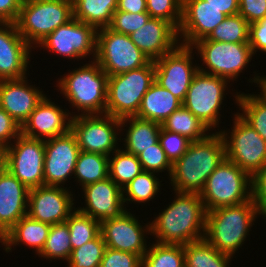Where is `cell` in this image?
<instances>
[{"instance_id":"obj_1","label":"cell","mask_w":266,"mask_h":267,"mask_svg":"<svg viewBox=\"0 0 266 267\" xmlns=\"http://www.w3.org/2000/svg\"><path fill=\"white\" fill-rule=\"evenodd\" d=\"M176 193L166 209L150 223L159 244L184 245L205 236L206 210L198 193Z\"/></svg>"},{"instance_id":"obj_9","label":"cell","mask_w":266,"mask_h":267,"mask_svg":"<svg viewBox=\"0 0 266 267\" xmlns=\"http://www.w3.org/2000/svg\"><path fill=\"white\" fill-rule=\"evenodd\" d=\"M95 61L108 76L139 69L150 62L129 35L108 28L97 30Z\"/></svg>"},{"instance_id":"obj_12","label":"cell","mask_w":266,"mask_h":267,"mask_svg":"<svg viewBox=\"0 0 266 267\" xmlns=\"http://www.w3.org/2000/svg\"><path fill=\"white\" fill-rule=\"evenodd\" d=\"M120 130V119L111 115L72 116L71 131L77 138L80 151L83 152L110 156L117 150L118 140H123L119 137Z\"/></svg>"},{"instance_id":"obj_15","label":"cell","mask_w":266,"mask_h":267,"mask_svg":"<svg viewBox=\"0 0 266 267\" xmlns=\"http://www.w3.org/2000/svg\"><path fill=\"white\" fill-rule=\"evenodd\" d=\"M193 48L179 44L173 51L154 61L155 81L182 103L198 66L193 65ZM193 65V66H192Z\"/></svg>"},{"instance_id":"obj_43","label":"cell","mask_w":266,"mask_h":267,"mask_svg":"<svg viewBox=\"0 0 266 267\" xmlns=\"http://www.w3.org/2000/svg\"><path fill=\"white\" fill-rule=\"evenodd\" d=\"M137 157L143 171L162 173V171L167 170L169 177L171 176L172 164L167 159L159 141L148 149L143 150Z\"/></svg>"},{"instance_id":"obj_16","label":"cell","mask_w":266,"mask_h":267,"mask_svg":"<svg viewBox=\"0 0 266 267\" xmlns=\"http://www.w3.org/2000/svg\"><path fill=\"white\" fill-rule=\"evenodd\" d=\"M140 224L127 210L117 218L101 222L100 234L108 248L137 254L142 258L148 250L144 238H147L146 234L151 233V229L150 222L144 226Z\"/></svg>"},{"instance_id":"obj_36","label":"cell","mask_w":266,"mask_h":267,"mask_svg":"<svg viewBox=\"0 0 266 267\" xmlns=\"http://www.w3.org/2000/svg\"><path fill=\"white\" fill-rule=\"evenodd\" d=\"M154 172L142 171L122 189L124 203H145L154 199L159 192L161 182ZM126 195V196H125Z\"/></svg>"},{"instance_id":"obj_2","label":"cell","mask_w":266,"mask_h":267,"mask_svg":"<svg viewBox=\"0 0 266 267\" xmlns=\"http://www.w3.org/2000/svg\"><path fill=\"white\" fill-rule=\"evenodd\" d=\"M225 158V144L219 132L191 142L186 153L172 165L173 190L200 194L210 174Z\"/></svg>"},{"instance_id":"obj_52","label":"cell","mask_w":266,"mask_h":267,"mask_svg":"<svg viewBox=\"0 0 266 267\" xmlns=\"http://www.w3.org/2000/svg\"><path fill=\"white\" fill-rule=\"evenodd\" d=\"M116 10L133 14L147 12V0H118Z\"/></svg>"},{"instance_id":"obj_4","label":"cell","mask_w":266,"mask_h":267,"mask_svg":"<svg viewBox=\"0 0 266 267\" xmlns=\"http://www.w3.org/2000/svg\"><path fill=\"white\" fill-rule=\"evenodd\" d=\"M90 62L64 74L57 87L81 115H101L106 111L108 75L95 60Z\"/></svg>"},{"instance_id":"obj_8","label":"cell","mask_w":266,"mask_h":267,"mask_svg":"<svg viewBox=\"0 0 266 267\" xmlns=\"http://www.w3.org/2000/svg\"><path fill=\"white\" fill-rule=\"evenodd\" d=\"M191 47L196 48L202 65L205 64L206 69L198 65V71L229 81H236L254 56L249 43H225L204 38Z\"/></svg>"},{"instance_id":"obj_31","label":"cell","mask_w":266,"mask_h":267,"mask_svg":"<svg viewBox=\"0 0 266 267\" xmlns=\"http://www.w3.org/2000/svg\"><path fill=\"white\" fill-rule=\"evenodd\" d=\"M161 127L167 131L185 136L192 142L205 139L209 135L208 131H210L202 121L183 105L162 122Z\"/></svg>"},{"instance_id":"obj_22","label":"cell","mask_w":266,"mask_h":267,"mask_svg":"<svg viewBox=\"0 0 266 267\" xmlns=\"http://www.w3.org/2000/svg\"><path fill=\"white\" fill-rule=\"evenodd\" d=\"M31 50L15 23H0V80L26 77Z\"/></svg>"},{"instance_id":"obj_14","label":"cell","mask_w":266,"mask_h":267,"mask_svg":"<svg viewBox=\"0 0 266 267\" xmlns=\"http://www.w3.org/2000/svg\"><path fill=\"white\" fill-rule=\"evenodd\" d=\"M97 30L84 22L72 18L47 35L36 47L66 56L71 60L92 55L96 58ZM93 53V54H92Z\"/></svg>"},{"instance_id":"obj_19","label":"cell","mask_w":266,"mask_h":267,"mask_svg":"<svg viewBox=\"0 0 266 267\" xmlns=\"http://www.w3.org/2000/svg\"><path fill=\"white\" fill-rule=\"evenodd\" d=\"M226 15L204 0H182V19L178 28L180 44L192 46L207 38L224 21Z\"/></svg>"},{"instance_id":"obj_18","label":"cell","mask_w":266,"mask_h":267,"mask_svg":"<svg viewBox=\"0 0 266 267\" xmlns=\"http://www.w3.org/2000/svg\"><path fill=\"white\" fill-rule=\"evenodd\" d=\"M79 153L77 138L71 130L45 140L44 185L62 186L74 174Z\"/></svg>"},{"instance_id":"obj_24","label":"cell","mask_w":266,"mask_h":267,"mask_svg":"<svg viewBox=\"0 0 266 267\" xmlns=\"http://www.w3.org/2000/svg\"><path fill=\"white\" fill-rule=\"evenodd\" d=\"M27 77L0 80V106L21 126L45 96Z\"/></svg>"},{"instance_id":"obj_37","label":"cell","mask_w":266,"mask_h":267,"mask_svg":"<svg viewBox=\"0 0 266 267\" xmlns=\"http://www.w3.org/2000/svg\"><path fill=\"white\" fill-rule=\"evenodd\" d=\"M72 252L69 228L66 222L51 225L48 237L39 257L69 260Z\"/></svg>"},{"instance_id":"obj_51","label":"cell","mask_w":266,"mask_h":267,"mask_svg":"<svg viewBox=\"0 0 266 267\" xmlns=\"http://www.w3.org/2000/svg\"><path fill=\"white\" fill-rule=\"evenodd\" d=\"M226 16L239 14V0H204Z\"/></svg>"},{"instance_id":"obj_54","label":"cell","mask_w":266,"mask_h":267,"mask_svg":"<svg viewBox=\"0 0 266 267\" xmlns=\"http://www.w3.org/2000/svg\"><path fill=\"white\" fill-rule=\"evenodd\" d=\"M6 169V148L0 146V174Z\"/></svg>"},{"instance_id":"obj_50","label":"cell","mask_w":266,"mask_h":267,"mask_svg":"<svg viewBox=\"0 0 266 267\" xmlns=\"http://www.w3.org/2000/svg\"><path fill=\"white\" fill-rule=\"evenodd\" d=\"M23 0H0V23H15Z\"/></svg>"},{"instance_id":"obj_5","label":"cell","mask_w":266,"mask_h":267,"mask_svg":"<svg viewBox=\"0 0 266 267\" xmlns=\"http://www.w3.org/2000/svg\"><path fill=\"white\" fill-rule=\"evenodd\" d=\"M154 82V61L139 69L108 76L105 114L120 120L135 117L144 94Z\"/></svg>"},{"instance_id":"obj_13","label":"cell","mask_w":266,"mask_h":267,"mask_svg":"<svg viewBox=\"0 0 266 267\" xmlns=\"http://www.w3.org/2000/svg\"><path fill=\"white\" fill-rule=\"evenodd\" d=\"M44 156L45 140L20 134L6 148V169L29 189L43 186Z\"/></svg>"},{"instance_id":"obj_40","label":"cell","mask_w":266,"mask_h":267,"mask_svg":"<svg viewBox=\"0 0 266 267\" xmlns=\"http://www.w3.org/2000/svg\"><path fill=\"white\" fill-rule=\"evenodd\" d=\"M107 246L99 234L95 239L73 249L68 262V267H100Z\"/></svg>"},{"instance_id":"obj_33","label":"cell","mask_w":266,"mask_h":267,"mask_svg":"<svg viewBox=\"0 0 266 267\" xmlns=\"http://www.w3.org/2000/svg\"><path fill=\"white\" fill-rule=\"evenodd\" d=\"M236 93V104L242 110L238 114L266 141V97L261 92L258 95Z\"/></svg>"},{"instance_id":"obj_23","label":"cell","mask_w":266,"mask_h":267,"mask_svg":"<svg viewBox=\"0 0 266 267\" xmlns=\"http://www.w3.org/2000/svg\"><path fill=\"white\" fill-rule=\"evenodd\" d=\"M129 36L150 61L173 51L181 40L178 30L171 23L158 18H150L144 26Z\"/></svg>"},{"instance_id":"obj_34","label":"cell","mask_w":266,"mask_h":267,"mask_svg":"<svg viewBox=\"0 0 266 267\" xmlns=\"http://www.w3.org/2000/svg\"><path fill=\"white\" fill-rule=\"evenodd\" d=\"M112 155L113 157L109 156V177L123 189L143 171L141 163L136 155L121 148H117Z\"/></svg>"},{"instance_id":"obj_7","label":"cell","mask_w":266,"mask_h":267,"mask_svg":"<svg viewBox=\"0 0 266 267\" xmlns=\"http://www.w3.org/2000/svg\"><path fill=\"white\" fill-rule=\"evenodd\" d=\"M251 181L252 177L246 171L225 158L210 174L200 192L206 212L249 201L252 198Z\"/></svg>"},{"instance_id":"obj_42","label":"cell","mask_w":266,"mask_h":267,"mask_svg":"<svg viewBox=\"0 0 266 267\" xmlns=\"http://www.w3.org/2000/svg\"><path fill=\"white\" fill-rule=\"evenodd\" d=\"M151 16L147 12L128 13L116 10L112 16L108 29L125 35H130L144 26Z\"/></svg>"},{"instance_id":"obj_32","label":"cell","mask_w":266,"mask_h":267,"mask_svg":"<svg viewBox=\"0 0 266 267\" xmlns=\"http://www.w3.org/2000/svg\"><path fill=\"white\" fill-rule=\"evenodd\" d=\"M109 156L80 151L75 165L74 178L83 188L109 177Z\"/></svg>"},{"instance_id":"obj_44","label":"cell","mask_w":266,"mask_h":267,"mask_svg":"<svg viewBox=\"0 0 266 267\" xmlns=\"http://www.w3.org/2000/svg\"><path fill=\"white\" fill-rule=\"evenodd\" d=\"M191 142L187 137L178 133L167 131L162 127L160 129L159 143L172 165L186 153Z\"/></svg>"},{"instance_id":"obj_46","label":"cell","mask_w":266,"mask_h":267,"mask_svg":"<svg viewBox=\"0 0 266 267\" xmlns=\"http://www.w3.org/2000/svg\"><path fill=\"white\" fill-rule=\"evenodd\" d=\"M251 193L259 214L266 219V164L252 176Z\"/></svg>"},{"instance_id":"obj_41","label":"cell","mask_w":266,"mask_h":267,"mask_svg":"<svg viewBox=\"0 0 266 267\" xmlns=\"http://www.w3.org/2000/svg\"><path fill=\"white\" fill-rule=\"evenodd\" d=\"M147 13L171 23L177 30L182 19V0H147Z\"/></svg>"},{"instance_id":"obj_49","label":"cell","mask_w":266,"mask_h":267,"mask_svg":"<svg viewBox=\"0 0 266 267\" xmlns=\"http://www.w3.org/2000/svg\"><path fill=\"white\" fill-rule=\"evenodd\" d=\"M249 45L253 55L258 50L262 51V53L266 52V16L250 24Z\"/></svg>"},{"instance_id":"obj_53","label":"cell","mask_w":266,"mask_h":267,"mask_svg":"<svg viewBox=\"0 0 266 267\" xmlns=\"http://www.w3.org/2000/svg\"><path fill=\"white\" fill-rule=\"evenodd\" d=\"M250 81L249 82H254V83H257V85H259L258 87L261 88V93L266 97V76H256V73H255V76L254 78L252 79H249ZM252 80V81H251Z\"/></svg>"},{"instance_id":"obj_28","label":"cell","mask_w":266,"mask_h":267,"mask_svg":"<svg viewBox=\"0 0 266 267\" xmlns=\"http://www.w3.org/2000/svg\"><path fill=\"white\" fill-rule=\"evenodd\" d=\"M129 123L128 129H123ZM121 131L126 130L124 140L125 151L138 156L143 150L148 149L150 146L159 141V134L161 124L143 120L137 117H126L120 120Z\"/></svg>"},{"instance_id":"obj_27","label":"cell","mask_w":266,"mask_h":267,"mask_svg":"<svg viewBox=\"0 0 266 267\" xmlns=\"http://www.w3.org/2000/svg\"><path fill=\"white\" fill-rule=\"evenodd\" d=\"M181 106L178 98L155 81L144 94L135 117L161 124Z\"/></svg>"},{"instance_id":"obj_35","label":"cell","mask_w":266,"mask_h":267,"mask_svg":"<svg viewBox=\"0 0 266 267\" xmlns=\"http://www.w3.org/2000/svg\"><path fill=\"white\" fill-rule=\"evenodd\" d=\"M142 267H185L183 245L153 243L142 257Z\"/></svg>"},{"instance_id":"obj_45","label":"cell","mask_w":266,"mask_h":267,"mask_svg":"<svg viewBox=\"0 0 266 267\" xmlns=\"http://www.w3.org/2000/svg\"><path fill=\"white\" fill-rule=\"evenodd\" d=\"M100 267H142V258L137 254L107 247Z\"/></svg>"},{"instance_id":"obj_47","label":"cell","mask_w":266,"mask_h":267,"mask_svg":"<svg viewBox=\"0 0 266 267\" xmlns=\"http://www.w3.org/2000/svg\"><path fill=\"white\" fill-rule=\"evenodd\" d=\"M21 134V125L0 106V146L7 148Z\"/></svg>"},{"instance_id":"obj_38","label":"cell","mask_w":266,"mask_h":267,"mask_svg":"<svg viewBox=\"0 0 266 267\" xmlns=\"http://www.w3.org/2000/svg\"><path fill=\"white\" fill-rule=\"evenodd\" d=\"M65 222L69 228L72 250L92 241L100 234V222L77 209Z\"/></svg>"},{"instance_id":"obj_21","label":"cell","mask_w":266,"mask_h":267,"mask_svg":"<svg viewBox=\"0 0 266 267\" xmlns=\"http://www.w3.org/2000/svg\"><path fill=\"white\" fill-rule=\"evenodd\" d=\"M85 204L83 208H76L81 213L88 215L100 223L121 216L125 211L122 188L110 177L86 185L82 188Z\"/></svg>"},{"instance_id":"obj_25","label":"cell","mask_w":266,"mask_h":267,"mask_svg":"<svg viewBox=\"0 0 266 267\" xmlns=\"http://www.w3.org/2000/svg\"><path fill=\"white\" fill-rule=\"evenodd\" d=\"M29 191L7 169L0 174V240L27 215Z\"/></svg>"},{"instance_id":"obj_29","label":"cell","mask_w":266,"mask_h":267,"mask_svg":"<svg viewBox=\"0 0 266 267\" xmlns=\"http://www.w3.org/2000/svg\"><path fill=\"white\" fill-rule=\"evenodd\" d=\"M118 0H73V17L93 26L107 28L117 8Z\"/></svg>"},{"instance_id":"obj_39","label":"cell","mask_w":266,"mask_h":267,"mask_svg":"<svg viewBox=\"0 0 266 267\" xmlns=\"http://www.w3.org/2000/svg\"><path fill=\"white\" fill-rule=\"evenodd\" d=\"M250 24L240 15L226 16L212 33L208 40L225 43H249Z\"/></svg>"},{"instance_id":"obj_20","label":"cell","mask_w":266,"mask_h":267,"mask_svg":"<svg viewBox=\"0 0 266 267\" xmlns=\"http://www.w3.org/2000/svg\"><path fill=\"white\" fill-rule=\"evenodd\" d=\"M71 121L72 114L69 110L66 112L44 96L22 124L21 134L32 139L47 140L68 133Z\"/></svg>"},{"instance_id":"obj_30","label":"cell","mask_w":266,"mask_h":267,"mask_svg":"<svg viewBox=\"0 0 266 267\" xmlns=\"http://www.w3.org/2000/svg\"><path fill=\"white\" fill-rule=\"evenodd\" d=\"M185 267H229L232 256L219 252L204 238L183 245Z\"/></svg>"},{"instance_id":"obj_3","label":"cell","mask_w":266,"mask_h":267,"mask_svg":"<svg viewBox=\"0 0 266 267\" xmlns=\"http://www.w3.org/2000/svg\"><path fill=\"white\" fill-rule=\"evenodd\" d=\"M257 215L260 214L252 198L239 205L208 211L204 239L219 252L233 256L244 244Z\"/></svg>"},{"instance_id":"obj_26","label":"cell","mask_w":266,"mask_h":267,"mask_svg":"<svg viewBox=\"0 0 266 267\" xmlns=\"http://www.w3.org/2000/svg\"><path fill=\"white\" fill-rule=\"evenodd\" d=\"M51 225L32 219L28 215L22 217L0 240L5 251L10 252L11 246L25 244L34 248L37 255L42 251Z\"/></svg>"},{"instance_id":"obj_11","label":"cell","mask_w":266,"mask_h":267,"mask_svg":"<svg viewBox=\"0 0 266 267\" xmlns=\"http://www.w3.org/2000/svg\"><path fill=\"white\" fill-rule=\"evenodd\" d=\"M229 80L198 71L182 105L210 130L219 124L221 105ZM216 126V127H215Z\"/></svg>"},{"instance_id":"obj_17","label":"cell","mask_w":266,"mask_h":267,"mask_svg":"<svg viewBox=\"0 0 266 267\" xmlns=\"http://www.w3.org/2000/svg\"><path fill=\"white\" fill-rule=\"evenodd\" d=\"M66 189L63 186L47 185L31 188L27 215L49 225L65 222L76 210L73 194Z\"/></svg>"},{"instance_id":"obj_48","label":"cell","mask_w":266,"mask_h":267,"mask_svg":"<svg viewBox=\"0 0 266 267\" xmlns=\"http://www.w3.org/2000/svg\"><path fill=\"white\" fill-rule=\"evenodd\" d=\"M239 14L249 23L266 16V0H239Z\"/></svg>"},{"instance_id":"obj_6","label":"cell","mask_w":266,"mask_h":267,"mask_svg":"<svg viewBox=\"0 0 266 267\" xmlns=\"http://www.w3.org/2000/svg\"><path fill=\"white\" fill-rule=\"evenodd\" d=\"M73 18V0H23L15 22L19 34L32 47Z\"/></svg>"},{"instance_id":"obj_10","label":"cell","mask_w":266,"mask_h":267,"mask_svg":"<svg viewBox=\"0 0 266 267\" xmlns=\"http://www.w3.org/2000/svg\"><path fill=\"white\" fill-rule=\"evenodd\" d=\"M234 116L233 129L229 131L231 134L225 130L219 131L224 140L226 159L252 177L266 164V141L238 112Z\"/></svg>"}]
</instances>
